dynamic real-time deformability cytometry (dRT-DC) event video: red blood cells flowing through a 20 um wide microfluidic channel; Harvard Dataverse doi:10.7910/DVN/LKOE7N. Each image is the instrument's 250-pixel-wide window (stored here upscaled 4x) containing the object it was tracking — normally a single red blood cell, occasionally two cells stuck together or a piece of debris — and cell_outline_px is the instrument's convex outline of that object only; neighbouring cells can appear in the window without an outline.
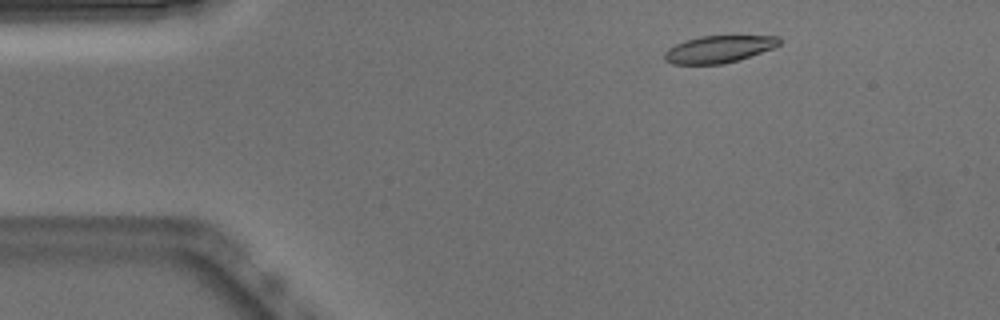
{"species": "Egyptian fruit bat (a non-hibernating species)", "species_latin": "Rousettus aegyptiacus", "temperature_condition": "warm", "stored_images_in_passage": 9, "camera_frame_rate_fps": 3000, "um_per_image_px": 0.085, "animal": {"sex": "male"}, "frame": {"image": 1, "passage_image": 1, "time_ms": 0.0, "image_size_px": [1000, 320], "cell_outline_px": [[780, 44], [772, 48], [724, 64], [672, 64], [664, 60], [664, 52], [668, 48], [676, 44], [700, 36], [780, 36]], "centroid_in_image_um": [61.06, 4.18], "position_along_channel_um": 23.9, "area_um2": 17.86}}